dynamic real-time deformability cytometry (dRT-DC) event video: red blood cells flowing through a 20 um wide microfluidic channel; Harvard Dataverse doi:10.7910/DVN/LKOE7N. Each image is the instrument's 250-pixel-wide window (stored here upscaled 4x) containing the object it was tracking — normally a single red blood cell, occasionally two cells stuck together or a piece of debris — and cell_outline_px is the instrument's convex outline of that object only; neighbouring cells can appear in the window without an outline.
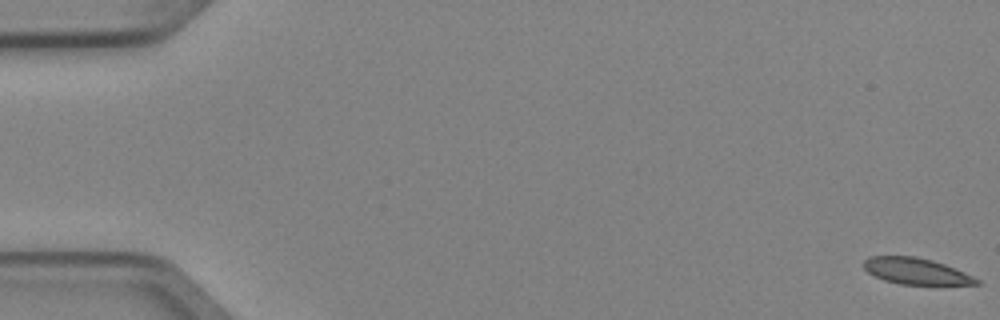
{"species": "Egyptian fruit bat (a non-hibernating species)", "species_latin": "Rousettus aegyptiacus", "temperature_condition": "cold", "stored_images_in_passage": 5, "camera_frame_rate_fps": 3000, "um_per_image_px": 0.085, "animal": {"sex": "female"}, "frame": {"image": 1, "passage_image": 1, "time_ms": 0.0, "image_size_px": [1000, 320], "cell_outline_px": [[980, 284], [900, 284], [884, 280], [868, 272], [864, 268], [864, 260], [868, 256], [916, 256], [932, 260], [944, 264], [964, 272], [980, 280]], "centroid_in_image_um": [77.84, 23.04], "position_along_channel_um": 7.2, "area_um2": 17.05}}
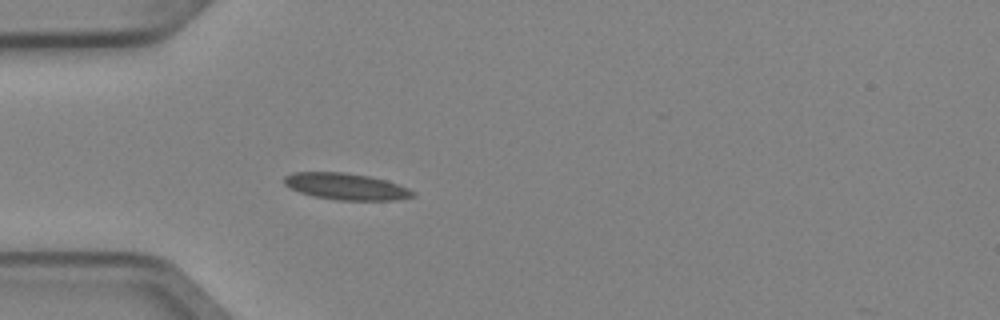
{"frame": {"image": 2, "passage_image": 5, "time_ms": 1.333, "image_size_px": [1000, 320], "cell_outline_px": [[416, 196], [396, 200], [336, 200], [316, 196], [300, 192], [284, 184], [284, 176], [292, 172], [344, 172], [368, 176], [384, 180], [408, 188], [416, 192]], "centroid_in_image_um": [29.42, 15.85], "position_along_channel_um": 55.6, "area_um2": 19.77}}